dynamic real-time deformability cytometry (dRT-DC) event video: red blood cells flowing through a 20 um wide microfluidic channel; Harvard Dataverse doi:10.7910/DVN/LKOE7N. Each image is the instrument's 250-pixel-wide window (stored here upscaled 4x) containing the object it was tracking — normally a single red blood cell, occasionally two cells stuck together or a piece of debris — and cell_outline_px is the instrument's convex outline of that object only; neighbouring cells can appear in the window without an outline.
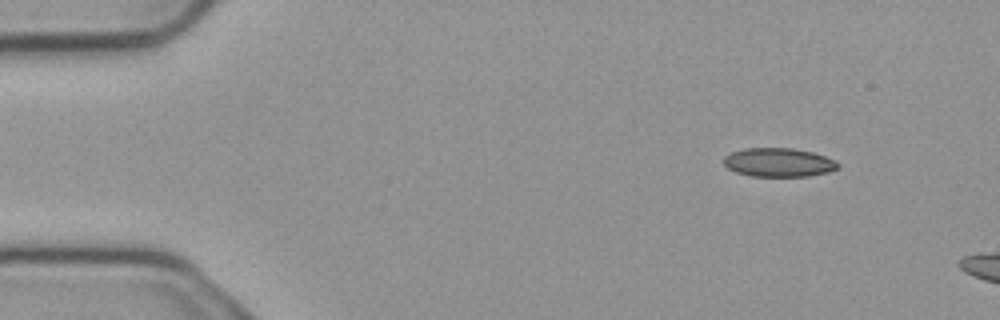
{"species": "common noctule bat (a hibernating species)", "species_latin": "Nyctalus noctula", "temperature_condition": "cold", "stored_images_in_passage": 2, "camera_frame_rate_fps": 3000, "um_per_image_px": 0.085, "animal": {"sex": "male", "body_mass_g": 23.1, "forearm_length_mm": 52.7}, "frame": {"image": 1, "passage_image": 1, "time_ms": 0.0, "image_size_px": [1000, 320], "cell_outline_px": [[840, 164], [836, 168], [828, 172], [808, 176], [752, 176], [736, 172], [728, 168], [724, 164], [724, 156], [732, 152], [744, 148], [792, 148], [812, 152], [836, 160]], "centroid_in_image_um": [66.18, 13.8], "position_along_channel_um": 18.8, "area_um2": 19.07}}